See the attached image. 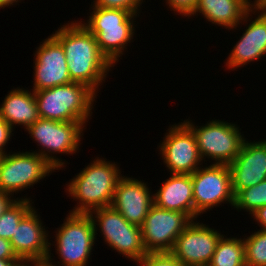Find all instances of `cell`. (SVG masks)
Segmentation results:
<instances>
[{"label": "cell", "mask_w": 266, "mask_h": 266, "mask_svg": "<svg viewBox=\"0 0 266 266\" xmlns=\"http://www.w3.org/2000/svg\"><path fill=\"white\" fill-rule=\"evenodd\" d=\"M81 22L62 25L52 35L64 49L71 80L98 92L99 85L114 66L101 53L95 36Z\"/></svg>", "instance_id": "cell-1"}, {"label": "cell", "mask_w": 266, "mask_h": 266, "mask_svg": "<svg viewBox=\"0 0 266 266\" xmlns=\"http://www.w3.org/2000/svg\"><path fill=\"white\" fill-rule=\"evenodd\" d=\"M122 176L115 162L98 157L68 183L66 192L73 200L77 199L78 205L70 213L89 214L95 209L111 206L116 185Z\"/></svg>", "instance_id": "cell-2"}, {"label": "cell", "mask_w": 266, "mask_h": 266, "mask_svg": "<svg viewBox=\"0 0 266 266\" xmlns=\"http://www.w3.org/2000/svg\"><path fill=\"white\" fill-rule=\"evenodd\" d=\"M34 93L40 118L83 124L92 116L93 104L97 98L93 89L80 82H71Z\"/></svg>", "instance_id": "cell-3"}, {"label": "cell", "mask_w": 266, "mask_h": 266, "mask_svg": "<svg viewBox=\"0 0 266 266\" xmlns=\"http://www.w3.org/2000/svg\"><path fill=\"white\" fill-rule=\"evenodd\" d=\"M93 7L87 23H81L95 36L101 53L115 66L133 39L137 14L113 8Z\"/></svg>", "instance_id": "cell-4"}, {"label": "cell", "mask_w": 266, "mask_h": 266, "mask_svg": "<svg viewBox=\"0 0 266 266\" xmlns=\"http://www.w3.org/2000/svg\"><path fill=\"white\" fill-rule=\"evenodd\" d=\"M84 127L81 122H60L39 118L26 130L42 148L33 152L45 158L58 170L64 167L65 162L51 154L66 153L67 155L77 152Z\"/></svg>", "instance_id": "cell-5"}, {"label": "cell", "mask_w": 266, "mask_h": 266, "mask_svg": "<svg viewBox=\"0 0 266 266\" xmlns=\"http://www.w3.org/2000/svg\"><path fill=\"white\" fill-rule=\"evenodd\" d=\"M90 214L69 213L57 229L55 243L63 266H86L90 258L96 234ZM58 232V233H57Z\"/></svg>", "instance_id": "cell-6"}, {"label": "cell", "mask_w": 266, "mask_h": 266, "mask_svg": "<svg viewBox=\"0 0 266 266\" xmlns=\"http://www.w3.org/2000/svg\"><path fill=\"white\" fill-rule=\"evenodd\" d=\"M89 214L95 226V234H98L97 229L100 228L104 241L113 250L136 263L147 254L142 241L141 226L129 223L112 206L95 209Z\"/></svg>", "instance_id": "cell-7"}, {"label": "cell", "mask_w": 266, "mask_h": 266, "mask_svg": "<svg viewBox=\"0 0 266 266\" xmlns=\"http://www.w3.org/2000/svg\"><path fill=\"white\" fill-rule=\"evenodd\" d=\"M184 123L196 138L202 160L211 158L216 165L229 166L239 154L245 140L238 126L226 121L212 120L200 128L188 120H184Z\"/></svg>", "instance_id": "cell-8"}, {"label": "cell", "mask_w": 266, "mask_h": 266, "mask_svg": "<svg viewBox=\"0 0 266 266\" xmlns=\"http://www.w3.org/2000/svg\"><path fill=\"white\" fill-rule=\"evenodd\" d=\"M57 170L34 152L0 155V191L9 195L30 188Z\"/></svg>", "instance_id": "cell-9"}, {"label": "cell", "mask_w": 266, "mask_h": 266, "mask_svg": "<svg viewBox=\"0 0 266 266\" xmlns=\"http://www.w3.org/2000/svg\"><path fill=\"white\" fill-rule=\"evenodd\" d=\"M194 220L219 204L234 206L231 171L228 165L210 164L192 174ZM207 210V211H206Z\"/></svg>", "instance_id": "cell-10"}, {"label": "cell", "mask_w": 266, "mask_h": 266, "mask_svg": "<svg viewBox=\"0 0 266 266\" xmlns=\"http://www.w3.org/2000/svg\"><path fill=\"white\" fill-rule=\"evenodd\" d=\"M192 222L183 212L150 207L141 225L143 245L147 253H170L177 237Z\"/></svg>", "instance_id": "cell-11"}, {"label": "cell", "mask_w": 266, "mask_h": 266, "mask_svg": "<svg viewBox=\"0 0 266 266\" xmlns=\"http://www.w3.org/2000/svg\"><path fill=\"white\" fill-rule=\"evenodd\" d=\"M165 136L159 150L171 174L191 175L200 168L202 158L196 138L184 122L172 125Z\"/></svg>", "instance_id": "cell-12"}, {"label": "cell", "mask_w": 266, "mask_h": 266, "mask_svg": "<svg viewBox=\"0 0 266 266\" xmlns=\"http://www.w3.org/2000/svg\"><path fill=\"white\" fill-rule=\"evenodd\" d=\"M222 236L208 225L192 221L177 237L170 253L184 266H207Z\"/></svg>", "instance_id": "cell-13"}, {"label": "cell", "mask_w": 266, "mask_h": 266, "mask_svg": "<svg viewBox=\"0 0 266 266\" xmlns=\"http://www.w3.org/2000/svg\"><path fill=\"white\" fill-rule=\"evenodd\" d=\"M33 91H40L73 82L60 42L50 35L35 51Z\"/></svg>", "instance_id": "cell-14"}, {"label": "cell", "mask_w": 266, "mask_h": 266, "mask_svg": "<svg viewBox=\"0 0 266 266\" xmlns=\"http://www.w3.org/2000/svg\"><path fill=\"white\" fill-rule=\"evenodd\" d=\"M234 196L243 189L255 186L266 179V139L248 142L246 139L239 154L229 165Z\"/></svg>", "instance_id": "cell-15"}, {"label": "cell", "mask_w": 266, "mask_h": 266, "mask_svg": "<svg viewBox=\"0 0 266 266\" xmlns=\"http://www.w3.org/2000/svg\"><path fill=\"white\" fill-rule=\"evenodd\" d=\"M150 193L146 183L122 176L116 185L111 206L129 223L141 226L153 205Z\"/></svg>", "instance_id": "cell-16"}, {"label": "cell", "mask_w": 266, "mask_h": 266, "mask_svg": "<svg viewBox=\"0 0 266 266\" xmlns=\"http://www.w3.org/2000/svg\"><path fill=\"white\" fill-rule=\"evenodd\" d=\"M33 207L19 222L10 240L17 257L24 263L45 258L51 249L48 232Z\"/></svg>", "instance_id": "cell-17"}, {"label": "cell", "mask_w": 266, "mask_h": 266, "mask_svg": "<svg viewBox=\"0 0 266 266\" xmlns=\"http://www.w3.org/2000/svg\"><path fill=\"white\" fill-rule=\"evenodd\" d=\"M266 55V13L260 14L246 27L227 58L228 69H236Z\"/></svg>", "instance_id": "cell-18"}, {"label": "cell", "mask_w": 266, "mask_h": 266, "mask_svg": "<svg viewBox=\"0 0 266 266\" xmlns=\"http://www.w3.org/2000/svg\"><path fill=\"white\" fill-rule=\"evenodd\" d=\"M153 204L159 208L185 213L194 221L192 174H172L153 194Z\"/></svg>", "instance_id": "cell-19"}, {"label": "cell", "mask_w": 266, "mask_h": 266, "mask_svg": "<svg viewBox=\"0 0 266 266\" xmlns=\"http://www.w3.org/2000/svg\"><path fill=\"white\" fill-rule=\"evenodd\" d=\"M256 10L246 0H197L193 16L202 13L212 24L236 29L239 23L247 22Z\"/></svg>", "instance_id": "cell-20"}, {"label": "cell", "mask_w": 266, "mask_h": 266, "mask_svg": "<svg viewBox=\"0 0 266 266\" xmlns=\"http://www.w3.org/2000/svg\"><path fill=\"white\" fill-rule=\"evenodd\" d=\"M1 105L0 117L13 129L16 124L26 129L40 118L33 90L32 93L22 88L11 90Z\"/></svg>", "instance_id": "cell-21"}, {"label": "cell", "mask_w": 266, "mask_h": 266, "mask_svg": "<svg viewBox=\"0 0 266 266\" xmlns=\"http://www.w3.org/2000/svg\"><path fill=\"white\" fill-rule=\"evenodd\" d=\"M223 235L207 266H246L244 241Z\"/></svg>", "instance_id": "cell-22"}, {"label": "cell", "mask_w": 266, "mask_h": 266, "mask_svg": "<svg viewBox=\"0 0 266 266\" xmlns=\"http://www.w3.org/2000/svg\"><path fill=\"white\" fill-rule=\"evenodd\" d=\"M30 198H16L0 216V237L11 240L21 219L33 208Z\"/></svg>", "instance_id": "cell-23"}, {"label": "cell", "mask_w": 266, "mask_h": 266, "mask_svg": "<svg viewBox=\"0 0 266 266\" xmlns=\"http://www.w3.org/2000/svg\"><path fill=\"white\" fill-rule=\"evenodd\" d=\"M266 205V179L255 186L240 190L234 196V208L246 210L249 214Z\"/></svg>", "instance_id": "cell-24"}, {"label": "cell", "mask_w": 266, "mask_h": 266, "mask_svg": "<svg viewBox=\"0 0 266 266\" xmlns=\"http://www.w3.org/2000/svg\"><path fill=\"white\" fill-rule=\"evenodd\" d=\"M243 241L246 266H266V231H255Z\"/></svg>", "instance_id": "cell-25"}, {"label": "cell", "mask_w": 266, "mask_h": 266, "mask_svg": "<svg viewBox=\"0 0 266 266\" xmlns=\"http://www.w3.org/2000/svg\"><path fill=\"white\" fill-rule=\"evenodd\" d=\"M143 0H94L93 5L100 8H113L129 11L131 14H139L138 11Z\"/></svg>", "instance_id": "cell-26"}, {"label": "cell", "mask_w": 266, "mask_h": 266, "mask_svg": "<svg viewBox=\"0 0 266 266\" xmlns=\"http://www.w3.org/2000/svg\"><path fill=\"white\" fill-rule=\"evenodd\" d=\"M138 264L140 266H184L171 253H147Z\"/></svg>", "instance_id": "cell-27"}, {"label": "cell", "mask_w": 266, "mask_h": 266, "mask_svg": "<svg viewBox=\"0 0 266 266\" xmlns=\"http://www.w3.org/2000/svg\"><path fill=\"white\" fill-rule=\"evenodd\" d=\"M169 8L183 16H192L194 14L197 0H166Z\"/></svg>", "instance_id": "cell-28"}, {"label": "cell", "mask_w": 266, "mask_h": 266, "mask_svg": "<svg viewBox=\"0 0 266 266\" xmlns=\"http://www.w3.org/2000/svg\"><path fill=\"white\" fill-rule=\"evenodd\" d=\"M12 127L0 117V155H4L6 143L10 141V137L12 136Z\"/></svg>", "instance_id": "cell-29"}, {"label": "cell", "mask_w": 266, "mask_h": 266, "mask_svg": "<svg viewBox=\"0 0 266 266\" xmlns=\"http://www.w3.org/2000/svg\"><path fill=\"white\" fill-rule=\"evenodd\" d=\"M0 259L3 260H20L13 250L9 240L0 237Z\"/></svg>", "instance_id": "cell-30"}, {"label": "cell", "mask_w": 266, "mask_h": 266, "mask_svg": "<svg viewBox=\"0 0 266 266\" xmlns=\"http://www.w3.org/2000/svg\"><path fill=\"white\" fill-rule=\"evenodd\" d=\"M251 216L256 219L255 221L260 223L261 230L266 231V205L258 208Z\"/></svg>", "instance_id": "cell-31"}, {"label": "cell", "mask_w": 266, "mask_h": 266, "mask_svg": "<svg viewBox=\"0 0 266 266\" xmlns=\"http://www.w3.org/2000/svg\"><path fill=\"white\" fill-rule=\"evenodd\" d=\"M51 261H52L51 251H49V254L47 257L26 261L23 263V266H32L31 264H33V266H57L54 263H52ZM30 262H31V264H30Z\"/></svg>", "instance_id": "cell-32"}, {"label": "cell", "mask_w": 266, "mask_h": 266, "mask_svg": "<svg viewBox=\"0 0 266 266\" xmlns=\"http://www.w3.org/2000/svg\"><path fill=\"white\" fill-rule=\"evenodd\" d=\"M11 195L0 191V216L5 212L9 205L15 200Z\"/></svg>", "instance_id": "cell-33"}, {"label": "cell", "mask_w": 266, "mask_h": 266, "mask_svg": "<svg viewBox=\"0 0 266 266\" xmlns=\"http://www.w3.org/2000/svg\"><path fill=\"white\" fill-rule=\"evenodd\" d=\"M253 8L259 12L266 13V0H254L253 2Z\"/></svg>", "instance_id": "cell-34"}, {"label": "cell", "mask_w": 266, "mask_h": 266, "mask_svg": "<svg viewBox=\"0 0 266 266\" xmlns=\"http://www.w3.org/2000/svg\"><path fill=\"white\" fill-rule=\"evenodd\" d=\"M0 266H23V262L21 260L0 259Z\"/></svg>", "instance_id": "cell-35"}, {"label": "cell", "mask_w": 266, "mask_h": 266, "mask_svg": "<svg viewBox=\"0 0 266 266\" xmlns=\"http://www.w3.org/2000/svg\"><path fill=\"white\" fill-rule=\"evenodd\" d=\"M19 1L20 0H0V8L4 9L6 6L8 7L9 5L10 6L15 5Z\"/></svg>", "instance_id": "cell-36"}, {"label": "cell", "mask_w": 266, "mask_h": 266, "mask_svg": "<svg viewBox=\"0 0 266 266\" xmlns=\"http://www.w3.org/2000/svg\"><path fill=\"white\" fill-rule=\"evenodd\" d=\"M246 1L253 7V2L252 1H250V0H246Z\"/></svg>", "instance_id": "cell-37"}]
</instances>
